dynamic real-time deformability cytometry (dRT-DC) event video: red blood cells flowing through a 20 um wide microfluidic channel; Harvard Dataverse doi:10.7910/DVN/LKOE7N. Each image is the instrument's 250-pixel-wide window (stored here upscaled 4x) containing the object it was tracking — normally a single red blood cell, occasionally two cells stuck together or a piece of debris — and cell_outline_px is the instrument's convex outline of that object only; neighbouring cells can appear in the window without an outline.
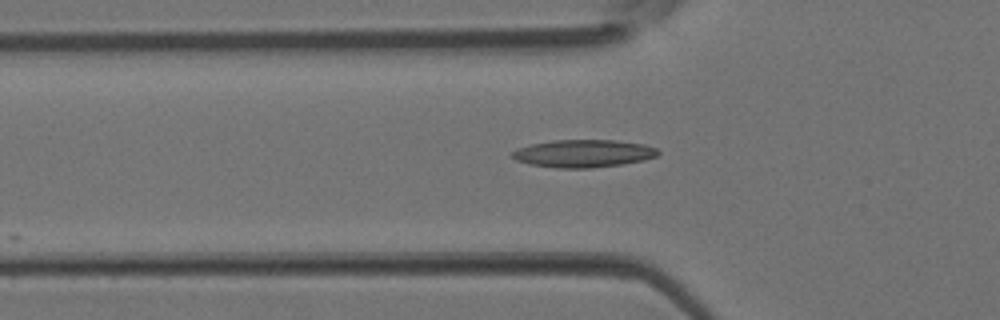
{"species": "Egyptian fruit bat (a non-hibernating species)", "species_latin": "Rousettus aegyptiacus", "temperature_condition": "room temperature", "stored_images_in_passage": 4, "camera_frame_rate_fps": 3000, "um_per_image_px": 0.085, "animal": {"sex": "female"}, "frame": {"image": 1, "passage_image": 4, "time_ms": 1.0, "image_size_px": [1000, 320], "cell_outline_px": [[660, 152], [656, 156], [644, 160], [620, 164], [592, 168], [556, 168], [528, 164], [516, 160], [512, 156], [512, 152], [516, 148], [532, 144], [552, 140], [616, 140], [644, 144], [656, 148]], "centroid_in_image_um": [49.57, 13.04], "position_along_channel_um": 76.2, "area_um2": 23.52}}